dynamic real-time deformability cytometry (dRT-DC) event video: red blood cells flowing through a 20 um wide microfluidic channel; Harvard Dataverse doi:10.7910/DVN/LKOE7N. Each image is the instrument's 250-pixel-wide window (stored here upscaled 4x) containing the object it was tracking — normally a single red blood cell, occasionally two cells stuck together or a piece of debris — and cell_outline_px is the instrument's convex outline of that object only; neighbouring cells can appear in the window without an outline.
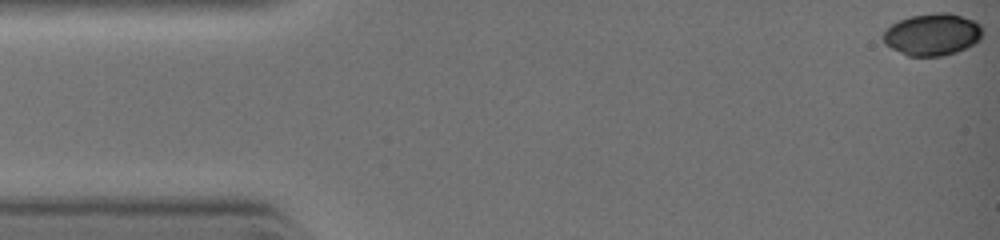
{"species": "common noctule bat (a hibernating species)", "species_latin": "Nyctalus noctula", "temperature_condition": "warm", "stored_images_in_passage": 9, "camera_frame_rate_fps": 3000, "um_per_image_px": 0.085, "animal": {"sex": "female", "body_mass_g": 19.0, "forearm_length_mm": 51.5}, "frame": {"image": 1, "passage_image": 1, "time_ms": 0.0, "image_size_px": [1000, 240], "cell_outline_px": [[984, 32], [980, 40], [956, 52], [940, 56], [908, 56], [884, 44], [884, 32], [892, 24], [900, 20], [912, 16], [940, 12], [948, 12], [972, 20], [980, 24]], "centroid_in_image_um": [79.27, 2.93], "position_along_channel_um": 5.7, "area_um2": 24.04}}
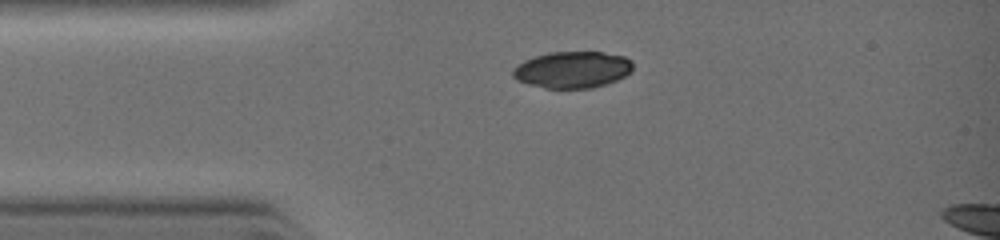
{"frame": {"image": 2, "passage_image": 6, "time_ms": 2.333, "image_size_px": [1000, 240], "cell_outline_px": [[632, 72], [616, 80], [592, 88], [544, 88], [528, 84], [516, 80], [512, 76], [512, 68], [524, 60], [548, 52], [600, 52], [624, 56], [632, 60]], "centroid_in_image_um": [48.63, 5.92], "position_along_channel_um": 36.4, "area_um2": 25.66}}